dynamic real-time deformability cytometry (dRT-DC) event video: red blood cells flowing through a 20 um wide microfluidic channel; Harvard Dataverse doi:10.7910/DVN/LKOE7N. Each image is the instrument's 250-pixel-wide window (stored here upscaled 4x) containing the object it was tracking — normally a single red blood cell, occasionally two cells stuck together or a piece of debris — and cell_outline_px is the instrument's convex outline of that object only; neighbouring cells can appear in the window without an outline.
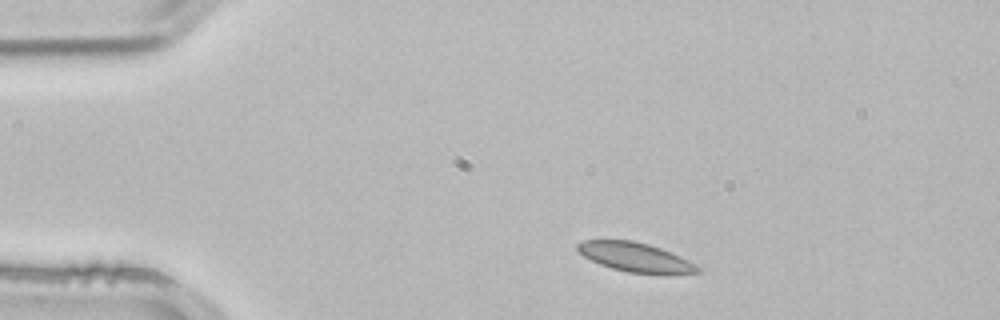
{"species": "common noctule bat (a hibernating species)", "species_latin": "Nyctalus noctula", "temperature_condition": "room temperature", "stored_images_in_passage": 2, "camera_frame_rate_fps": 3000, "um_per_image_px": 0.085, "animal": {"sex": "male", "body_mass_g": 21.5, "forearm_length_mm": 52.0}, "frame": {"image": 1, "passage_image": 1, "time_ms": 0.0, "image_size_px": [1000, 320], "cell_outline_px": [[704, 272], [668, 276], [660, 276], [628, 272], [612, 268], [600, 264], [584, 256], [576, 248], [576, 244], [584, 240], [632, 240], [648, 244], [660, 248], [680, 256], [696, 264]], "centroid_in_image_um": [54.1, 21.91], "position_along_channel_um": 30.9, "area_um2": 20.98}}